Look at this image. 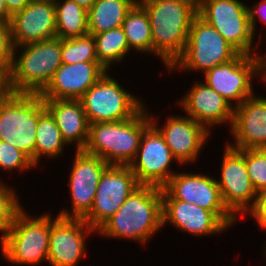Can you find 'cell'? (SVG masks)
Here are the masks:
<instances>
[{"label": "cell", "instance_id": "1", "mask_svg": "<svg viewBox=\"0 0 266 266\" xmlns=\"http://www.w3.org/2000/svg\"><path fill=\"white\" fill-rule=\"evenodd\" d=\"M145 8L152 32L153 54L166 70L181 57L197 7L190 0H138Z\"/></svg>", "mask_w": 266, "mask_h": 266}, {"label": "cell", "instance_id": "2", "mask_svg": "<svg viewBox=\"0 0 266 266\" xmlns=\"http://www.w3.org/2000/svg\"><path fill=\"white\" fill-rule=\"evenodd\" d=\"M162 228V188L141 184L97 234L146 244Z\"/></svg>", "mask_w": 266, "mask_h": 266}, {"label": "cell", "instance_id": "3", "mask_svg": "<svg viewBox=\"0 0 266 266\" xmlns=\"http://www.w3.org/2000/svg\"><path fill=\"white\" fill-rule=\"evenodd\" d=\"M149 114L144 105L127 120L89 124L84 151L99 156L109 165H130L137 155L142 134L151 124Z\"/></svg>", "mask_w": 266, "mask_h": 266}, {"label": "cell", "instance_id": "4", "mask_svg": "<svg viewBox=\"0 0 266 266\" xmlns=\"http://www.w3.org/2000/svg\"><path fill=\"white\" fill-rule=\"evenodd\" d=\"M61 49L59 37L14 47L8 72L10 92L40 94L62 64ZM16 50H21L19 56Z\"/></svg>", "mask_w": 266, "mask_h": 266}, {"label": "cell", "instance_id": "5", "mask_svg": "<svg viewBox=\"0 0 266 266\" xmlns=\"http://www.w3.org/2000/svg\"><path fill=\"white\" fill-rule=\"evenodd\" d=\"M45 110L39 94L9 92L0 97V140L25 153L34 165L38 118Z\"/></svg>", "mask_w": 266, "mask_h": 266}, {"label": "cell", "instance_id": "6", "mask_svg": "<svg viewBox=\"0 0 266 266\" xmlns=\"http://www.w3.org/2000/svg\"><path fill=\"white\" fill-rule=\"evenodd\" d=\"M50 214L30 216L23 207L15 215L11 228L0 239L2 256L7 262L32 266L47 263Z\"/></svg>", "mask_w": 266, "mask_h": 266}, {"label": "cell", "instance_id": "7", "mask_svg": "<svg viewBox=\"0 0 266 266\" xmlns=\"http://www.w3.org/2000/svg\"><path fill=\"white\" fill-rule=\"evenodd\" d=\"M239 52L209 23L198 14L193 18L188 41L181 57L168 70L201 71L202 73L229 62Z\"/></svg>", "mask_w": 266, "mask_h": 266}, {"label": "cell", "instance_id": "8", "mask_svg": "<svg viewBox=\"0 0 266 266\" xmlns=\"http://www.w3.org/2000/svg\"><path fill=\"white\" fill-rule=\"evenodd\" d=\"M108 72L79 99L89 124L127 120L144 106L139 97L127 92Z\"/></svg>", "mask_w": 266, "mask_h": 266}, {"label": "cell", "instance_id": "9", "mask_svg": "<svg viewBox=\"0 0 266 266\" xmlns=\"http://www.w3.org/2000/svg\"><path fill=\"white\" fill-rule=\"evenodd\" d=\"M261 55L250 56L239 53L229 62L206 71L204 83L235 108L255 94L252 85L255 76L264 80V56Z\"/></svg>", "mask_w": 266, "mask_h": 266}, {"label": "cell", "instance_id": "10", "mask_svg": "<svg viewBox=\"0 0 266 266\" xmlns=\"http://www.w3.org/2000/svg\"><path fill=\"white\" fill-rule=\"evenodd\" d=\"M197 14L212 25L239 53L260 55L253 47L255 35L249 22L248 6L240 0H206Z\"/></svg>", "mask_w": 266, "mask_h": 266}, {"label": "cell", "instance_id": "11", "mask_svg": "<svg viewBox=\"0 0 266 266\" xmlns=\"http://www.w3.org/2000/svg\"><path fill=\"white\" fill-rule=\"evenodd\" d=\"M224 148L220 179L215 180L225 207L238 219V214H248L253 208L258 194L248 175L245 149L236 150L227 143Z\"/></svg>", "mask_w": 266, "mask_h": 266}, {"label": "cell", "instance_id": "12", "mask_svg": "<svg viewBox=\"0 0 266 266\" xmlns=\"http://www.w3.org/2000/svg\"><path fill=\"white\" fill-rule=\"evenodd\" d=\"M140 185L129 165H109L100 177L92 208L83 220L97 231Z\"/></svg>", "mask_w": 266, "mask_h": 266}, {"label": "cell", "instance_id": "13", "mask_svg": "<svg viewBox=\"0 0 266 266\" xmlns=\"http://www.w3.org/2000/svg\"><path fill=\"white\" fill-rule=\"evenodd\" d=\"M213 177L202 173L176 171L163 188L176 200L194 203L212 211L230 228L238 219L225 207L215 176Z\"/></svg>", "mask_w": 266, "mask_h": 266}, {"label": "cell", "instance_id": "14", "mask_svg": "<svg viewBox=\"0 0 266 266\" xmlns=\"http://www.w3.org/2000/svg\"><path fill=\"white\" fill-rule=\"evenodd\" d=\"M173 161L177 160L164 137L151 123L142 134L137 155L129 166L140 184L162 188L176 173L170 168Z\"/></svg>", "mask_w": 266, "mask_h": 266}, {"label": "cell", "instance_id": "15", "mask_svg": "<svg viewBox=\"0 0 266 266\" xmlns=\"http://www.w3.org/2000/svg\"><path fill=\"white\" fill-rule=\"evenodd\" d=\"M73 166L69 173V188L72 209H61L62 218L83 219L91 210L99 180L109 166L102 158L84 150L75 152Z\"/></svg>", "mask_w": 266, "mask_h": 266}, {"label": "cell", "instance_id": "16", "mask_svg": "<svg viewBox=\"0 0 266 266\" xmlns=\"http://www.w3.org/2000/svg\"><path fill=\"white\" fill-rule=\"evenodd\" d=\"M97 231L83 219L50 215L48 261L50 266H77L86 254L85 239Z\"/></svg>", "mask_w": 266, "mask_h": 266}, {"label": "cell", "instance_id": "17", "mask_svg": "<svg viewBox=\"0 0 266 266\" xmlns=\"http://www.w3.org/2000/svg\"><path fill=\"white\" fill-rule=\"evenodd\" d=\"M153 116V114L152 116L150 114L151 123L164 137L178 164L186 165L189 162L197 161L201 149L211 137L210 131L203 124L196 122L189 116H172L171 114L161 127L157 125L158 120L156 121L159 116L155 118Z\"/></svg>", "mask_w": 266, "mask_h": 266}, {"label": "cell", "instance_id": "18", "mask_svg": "<svg viewBox=\"0 0 266 266\" xmlns=\"http://www.w3.org/2000/svg\"><path fill=\"white\" fill-rule=\"evenodd\" d=\"M168 223L192 236L221 234L228 227L210 210L174 199L162 187V227Z\"/></svg>", "mask_w": 266, "mask_h": 266}, {"label": "cell", "instance_id": "19", "mask_svg": "<svg viewBox=\"0 0 266 266\" xmlns=\"http://www.w3.org/2000/svg\"><path fill=\"white\" fill-rule=\"evenodd\" d=\"M13 47L56 37V9L53 1L31 0L10 22Z\"/></svg>", "mask_w": 266, "mask_h": 266}, {"label": "cell", "instance_id": "20", "mask_svg": "<svg viewBox=\"0 0 266 266\" xmlns=\"http://www.w3.org/2000/svg\"><path fill=\"white\" fill-rule=\"evenodd\" d=\"M229 130L233 144H227L231 148H266V98L254 94L236 106L233 124Z\"/></svg>", "mask_w": 266, "mask_h": 266}, {"label": "cell", "instance_id": "21", "mask_svg": "<svg viewBox=\"0 0 266 266\" xmlns=\"http://www.w3.org/2000/svg\"><path fill=\"white\" fill-rule=\"evenodd\" d=\"M179 103L187 116L203 124L209 131L211 127L228 124L231 129L234 107L218 92L203 81H196Z\"/></svg>", "mask_w": 266, "mask_h": 266}, {"label": "cell", "instance_id": "22", "mask_svg": "<svg viewBox=\"0 0 266 266\" xmlns=\"http://www.w3.org/2000/svg\"><path fill=\"white\" fill-rule=\"evenodd\" d=\"M107 71L100 62L62 63L39 95L42 99L79 100Z\"/></svg>", "mask_w": 266, "mask_h": 266}, {"label": "cell", "instance_id": "23", "mask_svg": "<svg viewBox=\"0 0 266 266\" xmlns=\"http://www.w3.org/2000/svg\"><path fill=\"white\" fill-rule=\"evenodd\" d=\"M46 109L54 117L67 145L75 144V151L84 150L89 138V122L80 100L43 99Z\"/></svg>", "mask_w": 266, "mask_h": 266}, {"label": "cell", "instance_id": "24", "mask_svg": "<svg viewBox=\"0 0 266 266\" xmlns=\"http://www.w3.org/2000/svg\"><path fill=\"white\" fill-rule=\"evenodd\" d=\"M138 0H96L88 10L90 35L122 27L127 12Z\"/></svg>", "mask_w": 266, "mask_h": 266}, {"label": "cell", "instance_id": "25", "mask_svg": "<svg viewBox=\"0 0 266 266\" xmlns=\"http://www.w3.org/2000/svg\"><path fill=\"white\" fill-rule=\"evenodd\" d=\"M129 48L144 54H153L151 24L145 8L137 1L127 12L122 23Z\"/></svg>", "mask_w": 266, "mask_h": 266}, {"label": "cell", "instance_id": "26", "mask_svg": "<svg viewBox=\"0 0 266 266\" xmlns=\"http://www.w3.org/2000/svg\"><path fill=\"white\" fill-rule=\"evenodd\" d=\"M56 9V37H81L88 32V11L73 0L54 1Z\"/></svg>", "mask_w": 266, "mask_h": 266}, {"label": "cell", "instance_id": "27", "mask_svg": "<svg viewBox=\"0 0 266 266\" xmlns=\"http://www.w3.org/2000/svg\"><path fill=\"white\" fill-rule=\"evenodd\" d=\"M68 146L56 125L54 117L46 109L38 118L35 144V166H38L42 156L56 158Z\"/></svg>", "mask_w": 266, "mask_h": 266}, {"label": "cell", "instance_id": "28", "mask_svg": "<svg viewBox=\"0 0 266 266\" xmlns=\"http://www.w3.org/2000/svg\"><path fill=\"white\" fill-rule=\"evenodd\" d=\"M93 36L96 42L98 61L108 71L112 64L122 62L131 51L122 27L94 34Z\"/></svg>", "mask_w": 266, "mask_h": 266}, {"label": "cell", "instance_id": "29", "mask_svg": "<svg viewBox=\"0 0 266 266\" xmlns=\"http://www.w3.org/2000/svg\"><path fill=\"white\" fill-rule=\"evenodd\" d=\"M62 63L99 62L93 35L62 39Z\"/></svg>", "mask_w": 266, "mask_h": 266}, {"label": "cell", "instance_id": "30", "mask_svg": "<svg viewBox=\"0 0 266 266\" xmlns=\"http://www.w3.org/2000/svg\"><path fill=\"white\" fill-rule=\"evenodd\" d=\"M16 191L0 180V239L8 232L13 224L15 215L23 208Z\"/></svg>", "mask_w": 266, "mask_h": 266}, {"label": "cell", "instance_id": "31", "mask_svg": "<svg viewBox=\"0 0 266 266\" xmlns=\"http://www.w3.org/2000/svg\"><path fill=\"white\" fill-rule=\"evenodd\" d=\"M245 164L255 191H266V148L245 149Z\"/></svg>", "mask_w": 266, "mask_h": 266}, {"label": "cell", "instance_id": "32", "mask_svg": "<svg viewBox=\"0 0 266 266\" xmlns=\"http://www.w3.org/2000/svg\"><path fill=\"white\" fill-rule=\"evenodd\" d=\"M36 168L32 160L15 146L0 140V169L3 171L16 170L25 172Z\"/></svg>", "mask_w": 266, "mask_h": 266}, {"label": "cell", "instance_id": "33", "mask_svg": "<svg viewBox=\"0 0 266 266\" xmlns=\"http://www.w3.org/2000/svg\"><path fill=\"white\" fill-rule=\"evenodd\" d=\"M13 48L10 23L0 22V65L7 72L12 65Z\"/></svg>", "mask_w": 266, "mask_h": 266}, {"label": "cell", "instance_id": "34", "mask_svg": "<svg viewBox=\"0 0 266 266\" xmlns=\"http://www.w3.org/2000/svg\"><path fill=\"white\" fill-rule=\"evenodd\" d=\"M248 213L261 229L266 230V191L258 193L256 202Z\"/></svg>", "mask_w": 266, "mask_h": 266}, {"label": "cell", "instance_id": "35", "mask_svg": "<svg viewBox=\"0 0 266 266\" xmlns=\"http://www.w3.org/2000/svg\"><path fill=\"white\" fill-rule=\"evenodd\" d=\"M248 13L250 27L253 34L256 35V21L258 20L256 17L260 19V21L262 22L261 24L266 25V0H261L260 2L254 4L253 7H248Z\"/></svg>", "mask_w": 266, "mask_h": 266}, {"label": "cell", "instance_id": "36", "mask_svg": "<svg viewBox=\"0 0 266 266\" xmlns=\"http://www.w3.org/2000/svg\"><path fill=\"white\" fill-rule=\"evenodd\" d=\"M31 0H5L8 12L13 16L21 11Z\"/></svg>", "mask_w": 266, "mask_h": 266}, {"label": "cell", "instance_id": "37", "mask_svg": "<svg viewBox=\"0 0 266 266\" xmlns=\"http://www.w3.org/2000/svg\"><path fill=\"white\" fill-rule=\"evenodd\" d=\"M9 92L8 72L0 65V97Z\"/></svg>", "mask_w": 266, "mask_h": 266}, {"label": "cell", "instance_id": "38", "mask_svg": "<svg viewBox=\"0 0 266 266\" xmlns=\"http://www.w3.org/2000/svg\"><path fill=\"white\" fill-rule=\"evenodd\" d=\"M12 15L8 12L5 0H0V22H11Z\"/></svg>", "mask_w": 266, "mask_h": 266}, {"label": "cell", "instance_id": "39", "mask_svg": "<svg viewBox=\"0 0 266 266\" xmlns=\"http://www.w3.org/2000/svg\"><path fill=\"white\" fill-rule=\"evenodd\" d=\"M73 1H75L79 6L88 11L96 0H73Z\"/></svg>", "mask_w": 266, "mask_h": 266}, {"label": "cell", "instance_id": "40", "mask_svg": "<svg viewBox=\"0 0 266 266\" xmlns=\"http://www.w3.org/2000/svg\"><path fill=\"white\" fill-rule=\"evenodd\" d=\"M196 7H199L206 0H190Z\"/></svg>", "mask_w": 266, "mask_h": 266}, {"label": "cell", "instance_id": "41", "mask_svg": "<svg viewBox=\"0 0 266 266\" xmlns=\"http://www.w3.org/2000/svg\"><path fill=\"white\" fill-rule=\"evenodd\" d=\"M264 81L266 83V61H264V80L262 83H264Z\"/></svg>", "mask_w": 266, "mask_h": 266}, {"label": "cell", "instance_id": "42", "mask_svg": "<svg viewBox=\"0 0 266 266\" xmlns=\"http://www.w3.org/2000/svg\"><path fill=\"white\" fill-rule=\"evenodd\" d=\"M263 56H264V61H266V52L263 54Z\"/></svg>", "mask_w": 266, "mask_h": 266}]
</instances>
